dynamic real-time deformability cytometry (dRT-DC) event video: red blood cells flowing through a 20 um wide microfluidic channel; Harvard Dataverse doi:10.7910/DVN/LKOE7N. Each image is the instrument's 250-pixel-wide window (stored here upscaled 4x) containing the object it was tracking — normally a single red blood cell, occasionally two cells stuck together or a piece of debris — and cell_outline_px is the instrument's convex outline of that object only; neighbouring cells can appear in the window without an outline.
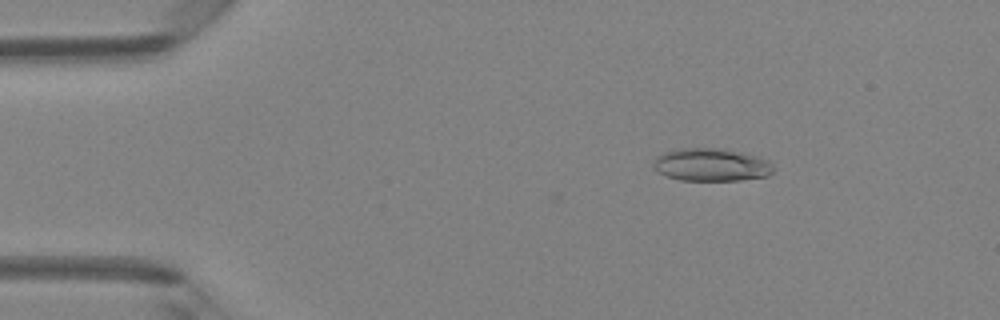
{"species": "Egyptian fruit bat (a non-hibernating species)", "species_latin": "Rousettus aegyptiacus", "temperature_condition": "room temperature", "stored_images_in_passage": 45, "camera_frame_rate_fps": 3000, "um_per_image_px": 0.085, "animal": {"sex": "female"}, "frame": {"image": 1, "passage_image": 5, "time_ms": 1.333, "image_size_px": [1000, 320], "cell_outline_px": [[772, 172], [768, 176], [740, 180], [680, 180], [656, 172], [652, 164], [656, 156], [664, 152], [680, 148], [720, 148], [756, 156], [768, 160], [772, 164]], "centroid_in_image_um": [60.42, 14.0], "position_along_channel_um": 24.6, "area_um2": 22.89}}
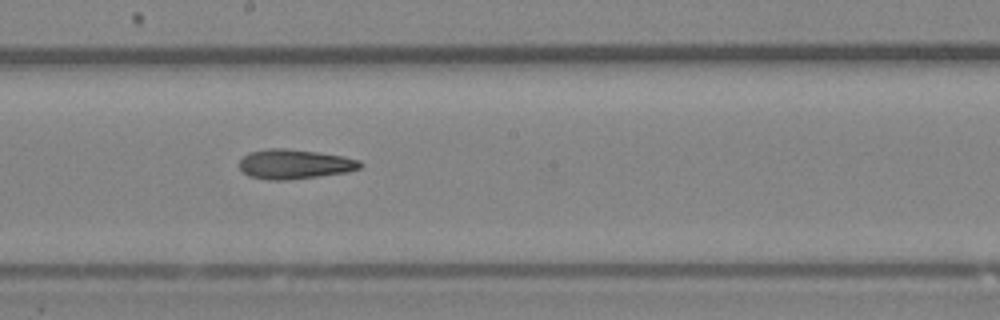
{"frame": {"image": 2, "passage_image": 24, "time_ms": 7.667, "image_size_px": [1000, 320], "cell_outline_px": [[364, 164], [360, 168], [348, 172], [288, 180], [268, 180], [248, 176], [240, 168], [240, 160], [248, 152], [268, 148], [284, 148], [316, 152], [344, 156], [360, 160]], "centroid_in_image_um": [25.05, 13.95], "position_along_channel_um": 223.2, "area_um2": 20.92}}
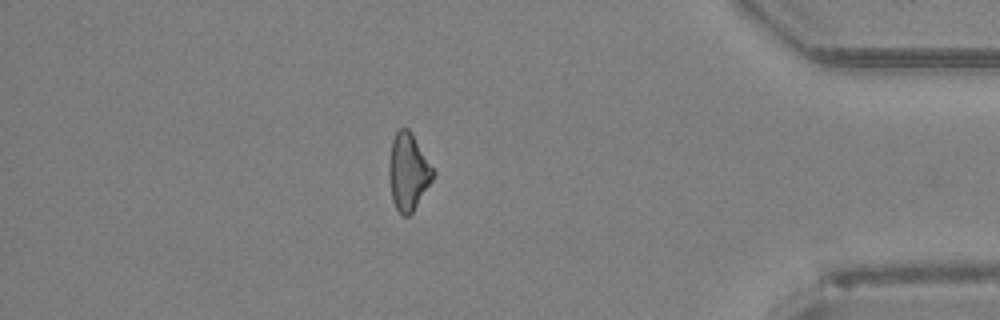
{"frame": {"image": 3, "passage_image": 39, "time_ms": 12.667, "image_size_px": [1000, 320], "cell_outline_px": [[436, 172], [432, 180], [412, 212], [408, 216], [404, 216], [396, 208], [392, 200], [388, 176], [388, 164], [392, 140], [396, 132], [400, 128], [408, 128], [412, 132]], "centroid_in_image_um": [34.69, 14.57], "position_along_channel_um": 400.5, "area_um2": 19.83}, "authors_computed_cell_mechanics": {"area_um2": 20.7502, "velocity_mm_per_s": 4.2699, "shape_relaxation_time_tau1_ms": 3.5511, "shape_relaxation_time_tau2_ms": 6.1761, "deformation_change_tau1": 0.1298, "deformation_change_tau2": 0.2048}}